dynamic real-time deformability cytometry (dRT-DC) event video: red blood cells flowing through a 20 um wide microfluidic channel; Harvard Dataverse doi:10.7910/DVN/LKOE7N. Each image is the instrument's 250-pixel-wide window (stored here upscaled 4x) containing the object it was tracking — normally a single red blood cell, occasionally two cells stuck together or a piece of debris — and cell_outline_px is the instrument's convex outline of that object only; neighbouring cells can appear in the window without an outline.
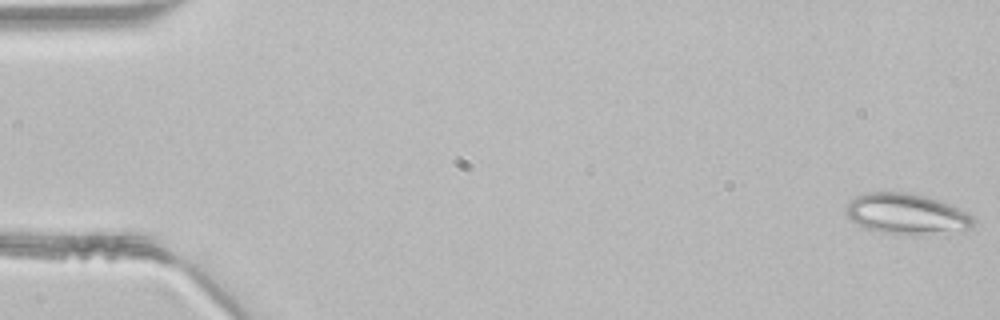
{"species": "common noctule bat (a hibernating species)", "species_latin": "Nyctalus noctula", "temperature_condition": "room temperature", "stored_images_in_passage": 48, "camera_frame_rate_fps": 3000, "um_per_image_px": 0.085, "animal": {"sex": "male", "body_mass_g": 21.5, "forearm_length_mm": 52.0}, "frame": {"image": 1, "passage_image": 1, "time_ms": 0.0, "image_size_px": [1000, 320], "cell_outline_px": [[976, 220], [972, 228], [964, 232], [920, 236], [916, 236], [880, 232], [864, 228], [852, 220], [848, 216], [848, 204], [856, 196], [872, 192], [908, 192], [924, 196], [948, 204], [968, 212]], "centroid_in_image_um": [77.17, 18.23], "position_along_channel_um": 7.8, "area_um2": 30.58}}
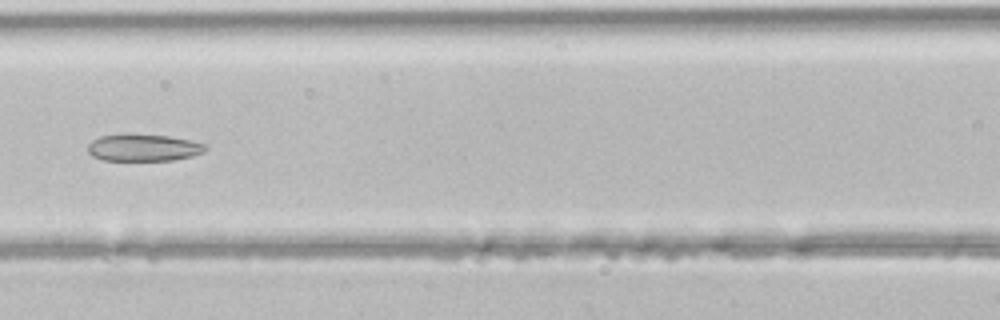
{"frame": {"image": 2, "passage_image": 21, "time_ms": 6.667, "image_size_px": [1000, 320], "cell_outline_px": [[208, 148], [204, 152], [192, 156], [172, 160], [104, 160], [92, 156], [88, 152], [88, 144], [92, 140], [100, 136], [168, 136], [192, 140], [208, 144]], "centroid_in_image_um": [12.26, 12.58], "position_along_channel_um": 154.3, "area_um2": 18.03}}
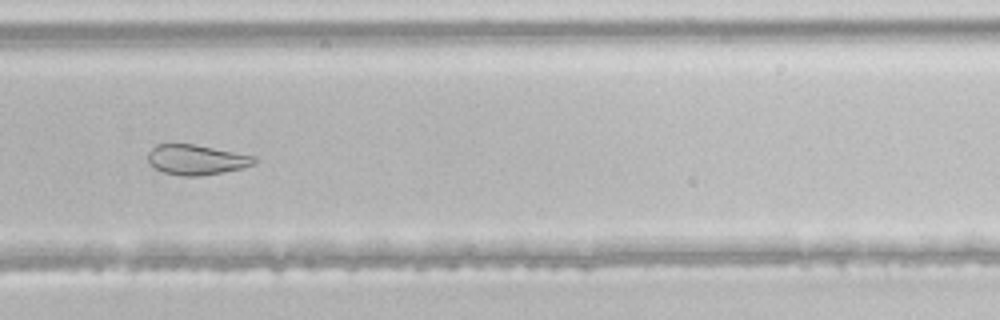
{"frame": {"image": 3, "passage_image": 32, "time_ms": 10.333, "image_size_px": [1000, 320], "cell_outline_px": [[256, 164], [244, 168], [200, 176], [184, 176], [164, 172], [148, 164], [148, 152], [156, 144], [192, 144], [256, 156]], "centroid_in_image_um": [16.7, 13.58], "position_along_channel_um": 313.1, "area_um2": 18.61}}